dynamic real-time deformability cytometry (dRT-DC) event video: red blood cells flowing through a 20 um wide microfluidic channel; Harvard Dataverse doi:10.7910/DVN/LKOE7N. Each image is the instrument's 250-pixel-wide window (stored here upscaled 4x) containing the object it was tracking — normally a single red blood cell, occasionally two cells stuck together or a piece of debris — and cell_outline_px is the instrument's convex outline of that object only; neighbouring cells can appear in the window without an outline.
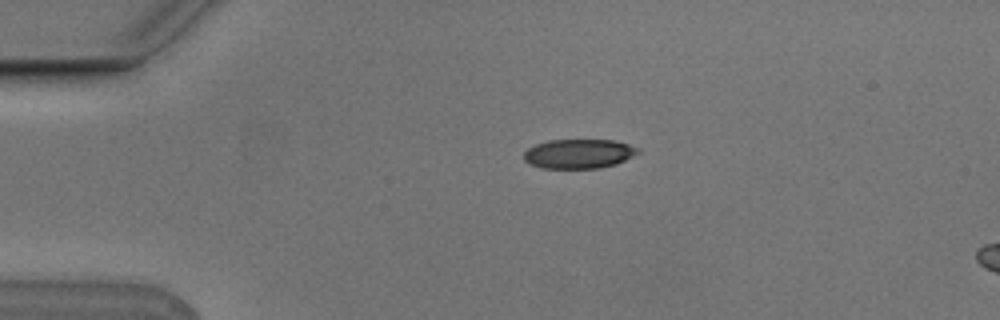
{"species": "Egyptian fruit bat (a non-hibernating species)", "species_latin": "Rousettus aegyptiacus", "temperature_condition": "cold", "stored_images_in_passage": 3, "segment_of_instrument_passage": [1, 2], "camera_frame_rate_fps": 3000, "um_per_image_px": 0.085, "animal": {"sex": "male"}, "frame": {"image": 1, "passage_image": 1, "time_ms": 0.0, "image_size_px": [1000, 320], "cell_outline_px": [[640, 152], [616, 164], [600, 168], [540, 168], [524, 160], [524, 152], [528, 148], [536, 144], [548, 140], [612, 140], [628, 144], [640, 148]], "centroid_in_image_um": [49.2, 13.07], "position_along_channel_um": 35.8, "area_um2": 19.48}}